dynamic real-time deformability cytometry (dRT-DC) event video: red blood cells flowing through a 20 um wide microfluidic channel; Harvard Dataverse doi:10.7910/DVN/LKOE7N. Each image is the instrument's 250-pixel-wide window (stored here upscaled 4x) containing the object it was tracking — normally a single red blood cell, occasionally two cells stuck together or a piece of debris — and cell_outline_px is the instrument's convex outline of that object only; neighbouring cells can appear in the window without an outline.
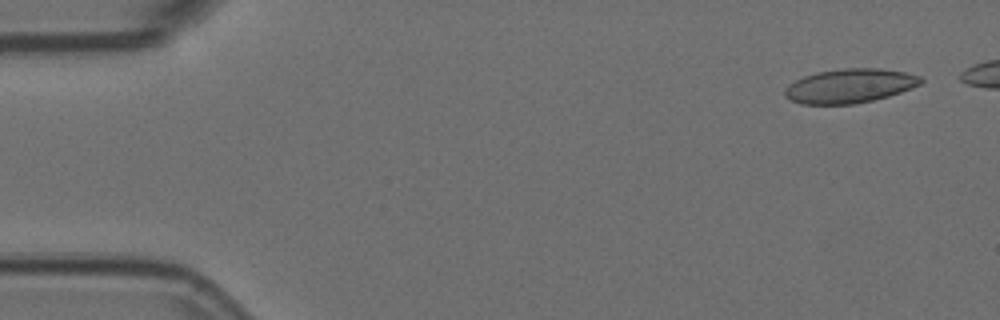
{"species": "Egyptian fruit bat (a non-hibernating species)", "species_latin": "Rousettus aegyptiacus", "temperature_condition": "room temperature", "stored_images_in_passage": 5, "camera_frame_rate_fps": 3000, "um_per_image_px": 0.085, "animal": {"sex": "female"}, "frame": {"image": 1, "passage_image": 1, "time_ms": 0.0, "image_size_px": [1000, 320], "cell_outline_px": [[924, 80], [920, 84], [912, 88], [888, 96], [872, 100], [852, 104], [800, 104], [788, 100], [784, 96], [784, 88], [788, 84], [804, 76], [816, 72], [844, 68], [880, 68], [904, 72], [920, 76]], "centroid_in_image_um": [72.19, 7.3], "position_along_channel_um": 12.8, "area_um2": 27.17}}